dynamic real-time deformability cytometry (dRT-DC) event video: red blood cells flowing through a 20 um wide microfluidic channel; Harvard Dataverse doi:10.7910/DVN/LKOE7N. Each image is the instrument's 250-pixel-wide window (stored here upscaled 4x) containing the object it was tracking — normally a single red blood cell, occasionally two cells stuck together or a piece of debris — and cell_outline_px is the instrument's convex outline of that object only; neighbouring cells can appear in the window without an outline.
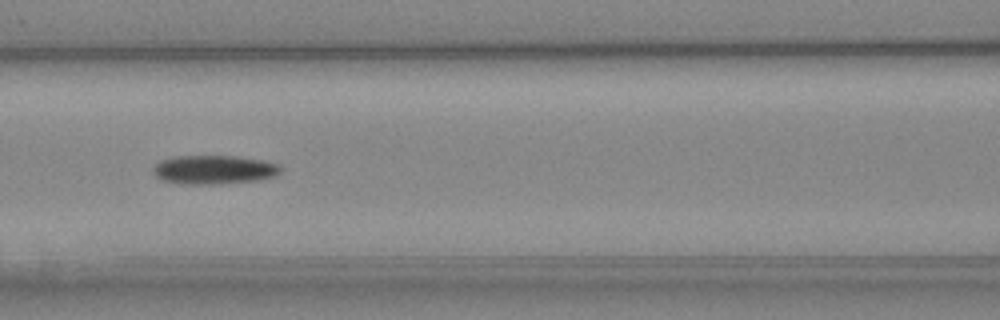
{"species": "Egyptian fruit bat (a non-hibernating species)", "species_latin": "Rousettus aegyptiacus", "temperature_condition": "cold", "stored_images_in_passage": 8, "camera_frame_rate_fps": 3000, "um_per_image_px": 0.085, "animal": {"sex": "female"}, "frame": {"image": 1, "passage_image": 6, "time_ms": 6.667, "image_size_px": [1000, 320], "cell_outline_px": [[280, 172], [272, 176], [256, 180], [220, 184], [180, 184], [160, 180], [152, 172], [152, 168], [160, 160], [172, 156], [236, 156], [260, 160], [276, 164], [280, 168]], "centroid_in_image_um": [18.08, 14.43], "position_along_channel_um": 148.5, "area_um2": 21.39}}
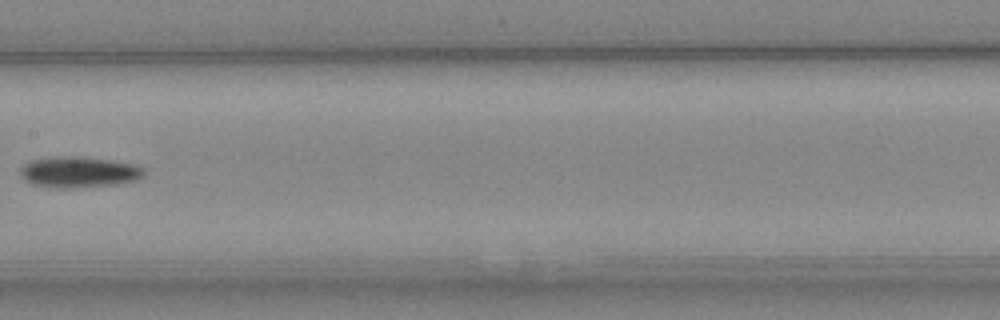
{"frame": {"image": 2, "passage_image": 7, "time_ms": 8.0, "image_size_px": [1000, 320], "cell_outline_px": [[144, 176], [136, 180], [116, 184], [72, 188], [64, 188], [32, 184], [24, 180], [20, 176], [20, 168], [24, 164], [32, 160], [48, 156], [84, 156], [112, 160], [136, 164], [144, 168]], "centroid_in_image_um": [6.7, 14.6], "position_along_channel_um": 200.7, "area_um2": 22.6}}
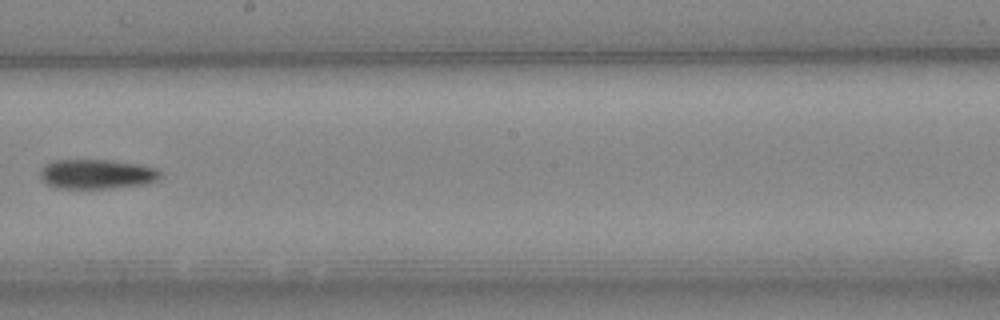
{"frame": {"image": 3, "passage_image": 8, "time_ms": 9.0, "image_size_px": [1000, 320], "cell_outline_px": [[160, 176], [156, 180], [148, 184], [112, 188], [56, 188], [40, 180], [40, 168], [44, 164], [52, 160], [112, 160], [140, 164], [156, 168], [160, 172]], "centroid_in_image_um": [8.19, 14.79], "position_along_channel_um": 240.0, "area_um2": 20.98}}